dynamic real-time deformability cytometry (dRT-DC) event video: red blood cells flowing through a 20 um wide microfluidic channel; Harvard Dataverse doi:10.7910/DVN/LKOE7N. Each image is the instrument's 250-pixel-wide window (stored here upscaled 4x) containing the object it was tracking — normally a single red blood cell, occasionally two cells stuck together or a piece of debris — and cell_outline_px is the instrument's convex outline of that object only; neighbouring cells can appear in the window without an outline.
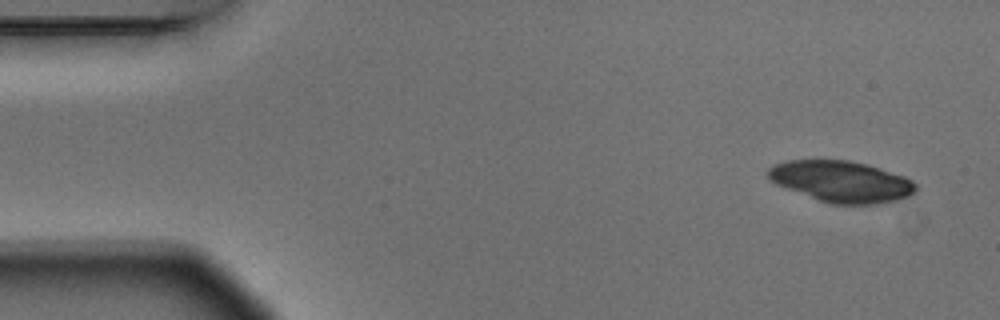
{"species": "Egyptian fruit bat (a non-hibernating species)", "species_latin": "Rousettus aegyptiacus", "temperature_condition": "warm", "stored_images_in_passage": 4, "camera_frame_rate_fps": 3000, "um_per_image_px": 0.085, "animal": {"sex": "male"}, "frame": {"image": 1, "passage_image": 1, "time_ms": 0.0, "image_size_px": [1000, 320], "cell_outline_px": [[916, 192], [908, 196], [896, 200], [880, 204], [832, 204], [820, 200], [776, 184], [768, 180], [768, 168], [772, 164], [784, 160], [848, 160], [868, 164], [904, 176], [912, 180], [916, 184]], "centroid_in_image_um": [71.51, 15.41], "position_along_channel_um": 13.5, "area_um2": 35.55}}